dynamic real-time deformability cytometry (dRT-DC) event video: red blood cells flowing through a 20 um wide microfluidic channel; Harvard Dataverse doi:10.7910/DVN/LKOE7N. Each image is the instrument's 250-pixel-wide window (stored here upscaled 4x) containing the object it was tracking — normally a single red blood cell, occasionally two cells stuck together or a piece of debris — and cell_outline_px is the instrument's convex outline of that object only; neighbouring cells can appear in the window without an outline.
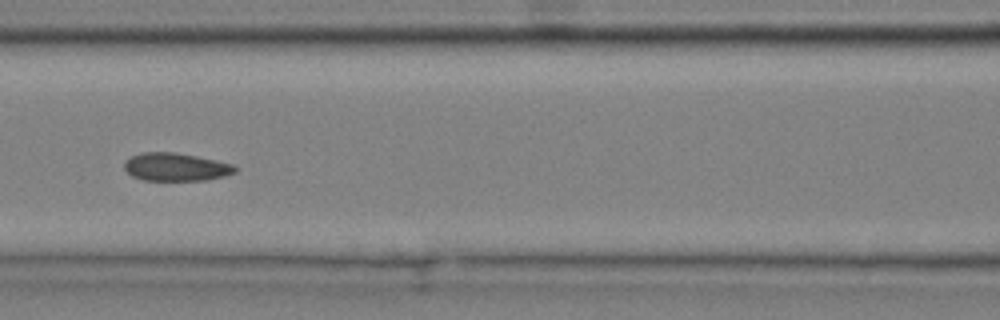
{"species": "common noctule bat (a hibernating species)", "species_latin": "Nyctalus noctula", "temperature_condition": "cold", "stored_images_in_passage": 7, "camera_frame_rate_fps": 3000, "um_per_image_px": 0.085, "animal": {"sex": "male", "body_mass_g": 20.4}, "frame": {"image": 1, "passage_image": 5, "time_ms": 1.333, "image_size_px": [1000, 320], "cell_outline_px": [[236, 172], [224, 176], [204, 180], [144, 180], [132, 176], [124, 168], [124, 164], [132, 156], [144, 152], [176, 152], [196, 156], [232, 164], [236, 168]], "centroid_in_image_um": [14.94, 14.19], "position_along_channel_um": 151.7, "area_um2": 17.8}}
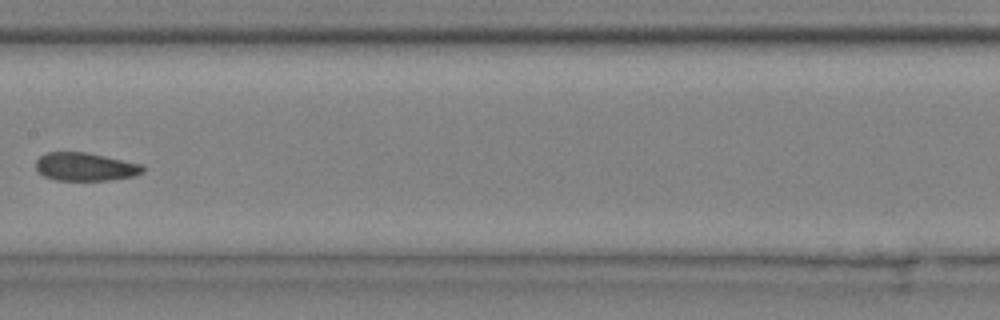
{"frame": {"image": 2, "passage_image": 6, "time_ms": 1.667, "image_size_px": [1000, 320], "cell_outline_px": [[144, 172], [132, 176], [108, 180], [56, 180], [44, 176], [36, 168], [36, 160], [40, 156], [48, 152], [88, 152], [144, 164]], "centroid_in_image_um": [7.28, 14.16], "position_along_channel_um": 200.1, "area_um2": 17.63}}